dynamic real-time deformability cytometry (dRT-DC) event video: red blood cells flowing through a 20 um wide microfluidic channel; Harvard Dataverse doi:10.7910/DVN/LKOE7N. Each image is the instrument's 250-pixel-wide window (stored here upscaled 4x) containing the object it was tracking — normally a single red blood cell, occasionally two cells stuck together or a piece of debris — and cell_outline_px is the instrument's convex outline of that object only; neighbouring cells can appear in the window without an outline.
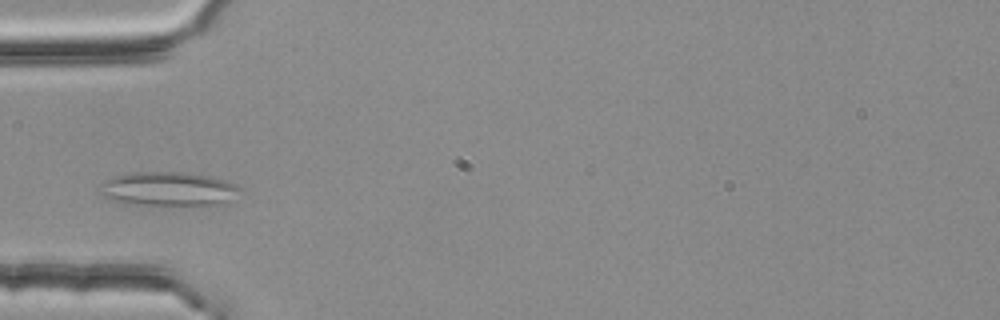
{"species": "common noctule bat (a hibernating species)", "species_latin": "Nyctalus noctula", "temperature_condition": "room temperature", "stored_images_in_passage": 2, "camera_frame_rate_fps": 3000, "um_per_image_px": 0.085, "animal": {"sex": "female", "body_mass_g": 25.1}, "frame": {"image": 1, "passage_image": 2, "time_ms": 0.333, "image_size_px": [1000, 320], "cell_outline_px": [[240, 188], [228, 200], [216, 204], [124, 204], [112, 200], [96, 192], [104, 180], [112, 176], [128, 172], [184, 172], [212, 176], [236, 184]], "centroid_in_image_um": [14.18, 16.03], "position_along_channel_um": 70.8, "area_um2": 27.57}}